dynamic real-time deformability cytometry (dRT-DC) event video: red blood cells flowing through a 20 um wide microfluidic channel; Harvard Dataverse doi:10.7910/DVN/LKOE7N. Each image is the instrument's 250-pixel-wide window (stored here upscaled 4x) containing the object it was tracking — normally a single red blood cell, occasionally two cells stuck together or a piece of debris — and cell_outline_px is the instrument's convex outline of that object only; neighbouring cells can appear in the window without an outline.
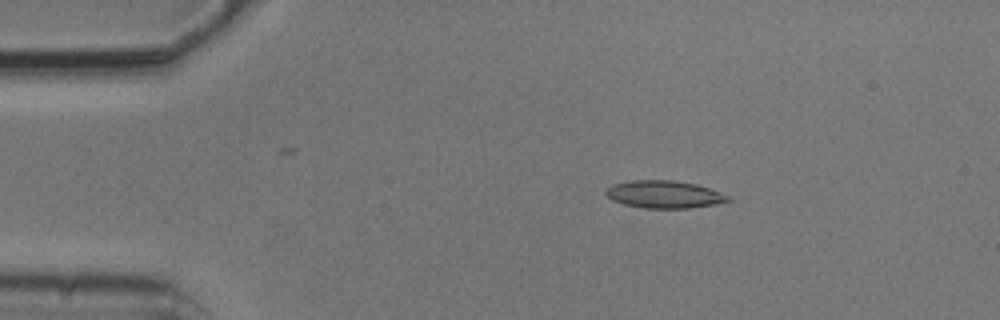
{"species": "common noctule bat (a hibernating species)", "species_latin": "Nyctalus noctula", "temperature_condition": "cold", "stored_images_in_passage": 5, "camera_frame_rate_fps": 3000, "um_per_image_px": 0.085, "animal": {"sex": "male", "body_mass_g": 20.5, "forearm_length_mm": 52.5}, "frame": {"image": 1, "passage_image": 2, "time_ms": 0.333, "image_size_px": [1000, 320], "cell_outline_px": [[732, 200], [716, 204], [688, 208], [644, 208], [624, 204], [612, 200], [604, 196], [604, 188], [612, 184], [632, 180], [676, 180], [696, 184], [708, 188], [728, 196]], "centroid_in_image_um": [56.38, 16.51], "position_along_channel_um": 28.6, "area_um2": 19.71}}